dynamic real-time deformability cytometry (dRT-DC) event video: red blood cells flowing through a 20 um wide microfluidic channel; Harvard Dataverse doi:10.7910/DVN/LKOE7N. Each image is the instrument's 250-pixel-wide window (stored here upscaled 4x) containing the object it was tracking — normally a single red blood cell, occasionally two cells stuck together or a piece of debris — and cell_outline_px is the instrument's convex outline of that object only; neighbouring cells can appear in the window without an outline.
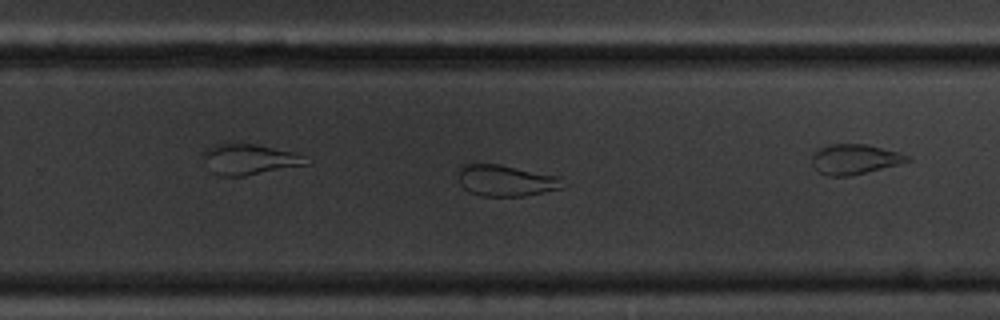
{"species": "common noctule bat (a hibernating species)", "species_latin": "Nyctalus noctula", "temperature_condition": "cold", "stored_images_in_passage": 59, "camera_frame_rate_fps": 3000, "um_per_image_px": 0.085, "animal": {"sex": "male", "body_mass_g": 20.1, "forearm_length_mm": 53.5}, "frame": {"image": 1, "passage_image": 37, "time_ms": 12.0, "image_size_px": [1000, 320], "cell_outline_px": [[568, 184], [564, 188], [524, 196], [480, 196], [468, 192], [460, 184], [456, 176], [456, 168], [460, 164], [500, 164], [560, 176]], "centroid_in_image_um": [42.99, 15.34], "position_along_channel_um": 286.8, "area_um2": 19.77}}
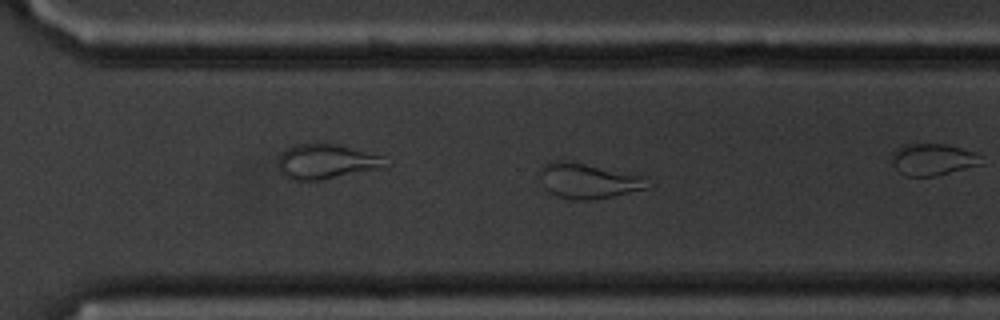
{"frame": {"image": 2, "passage_image": 40, "time_ms": 13.0, "image_size_px": [1000, 320], "cell_outline_px": [[652, 184], [648, 188], [612, 196], [588, 200], [572, 200], [556, 196], [548, 192], [544, 188], [540, 176], [540, 168], [548, 160], [568, 160], [644, 176]], "centroid_in_image_um": [49.96, 15.36], "position_along_channel_um": 320.6, "area_um2": 22.37}}
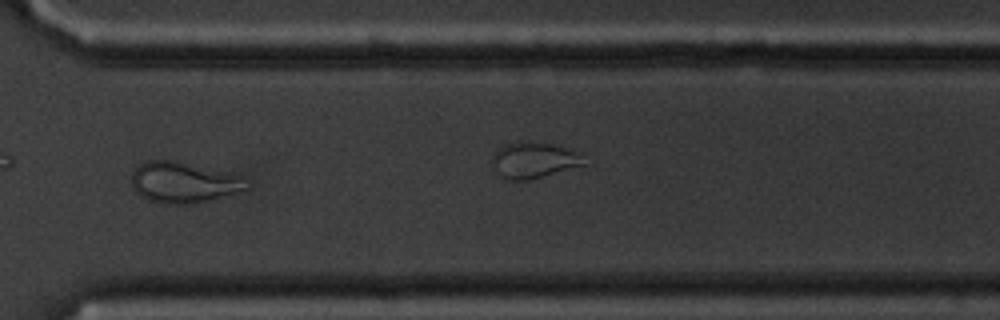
{"frame": {"image": 3, "passage_image": 43, "time_ms": 14.0, "image_size_px": [1000, 320], "cell_outline_px": [[252, 188], [208, 200], [184, 204], [164, 204], [148, 200], [140, 196], [132, 188], [132, 172], [144, 160], [172, 160], [236, 176]], "centroid_in_image_um": [15.48, 15.52], "position_along_channel_um": 355.1, "area_um2": 26.59}, "authors_computed_cell_mechanics": {"area_um2": 25.7788, "velocity_mm_per_s": 3.4153, "shape_relaxation_time_tau1_ms": null, "shape_relaxation_time_tau2_ms": 2.3993, "deformation_change_tau1": null, "deformation_change_tau2": 0.1}}